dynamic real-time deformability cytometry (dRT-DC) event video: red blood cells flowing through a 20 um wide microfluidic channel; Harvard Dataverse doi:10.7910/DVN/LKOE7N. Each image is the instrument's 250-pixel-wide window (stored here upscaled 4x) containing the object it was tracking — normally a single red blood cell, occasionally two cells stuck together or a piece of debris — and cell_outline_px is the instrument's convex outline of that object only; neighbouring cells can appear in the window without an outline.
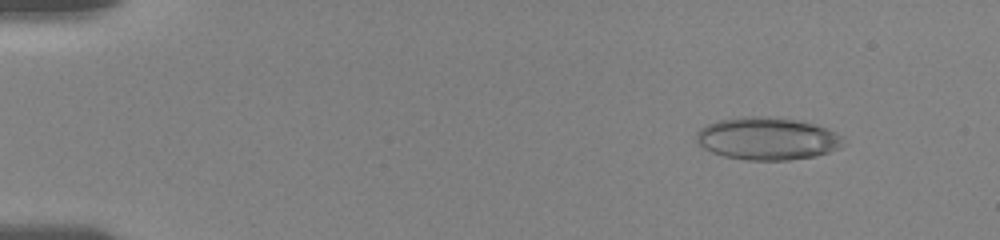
{"species": "human", "species_latin": "Homo sapiens", "temperature_condition": "room temperature", "stored_images_in_passage": 56, "camera_frame_rate_fps": 3000, "um_per_image_px": 0.085, "donor": {"sex": "female"}, "frame": {"image": 1, "passage_image": 5, "time_ms": 1.667, "image_size_px": [1000, 240], "cell_outline_px": [[848, 144], [840, 148], [816, 156], [788, 160], [748, 160], [724, 156], [712, 152], [704, 148], [696, 140], [696, 132], [700, 128], [716, 120], [740, 116], [764, 116], [800, 120], [828, 128], [836, 132]], "centroid_in_image_um": [65.24, 11.77], "position_along_channel_um": 19.8, "area_um2": 36.82}}
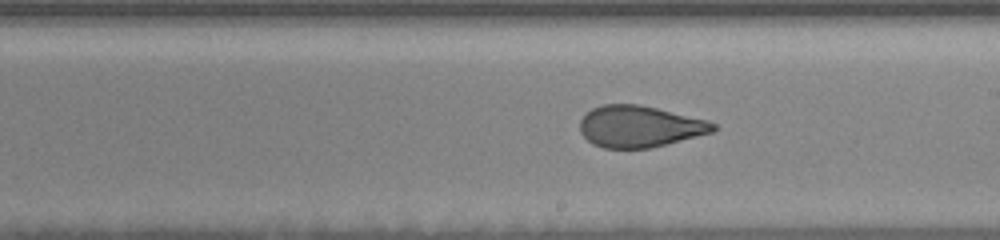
{"frame": {"image": 2, "passage_image": 34, "time_ms": 10.333, "image_size_px": [1000, 240], "cell_outline_px": [[716, 128], [712, 132], [652, 148], [604, 148], [592, 144], [580, 132], [580, 120], [592, 108], [604, 104], [640, 104], [708, 120], [716, 124]], "centroid_in_image_um": [54.36, 10.75], "position_along_channel_um": 234.6, "area_um2": 32.19}}
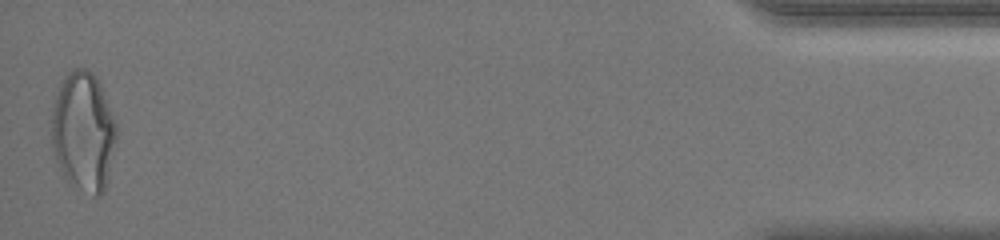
{"frame": {"image": 3, "passage_image": 56, "time_ms": 17.667, "image_size_px": [1000, 240], "cell_outline_px": [[116, 136], [104, 192], [100, 196], [96, 196], [80, 188], [60, 168], [56, 160], [52, 148], [52, 112], [56, 96], [68, 72], [72, 68], [88, 68], [100, 80], [116, 124]], "centroid_in_image_um": [7.1, 11.11], "position_along_channel_um": 428.1, "area_um2": 44.22}, "authors_computed_cell_mechanics": {"area_um2": 35.4025, "velocity_mm_per_s": 3.7269, "shape_relaxation_time_tau1_ms": 8.5909, "shape_relaxation_time_tau2_ms": 1.1642, "deformation_change_tau1": 0.2081, "deformation_change_tau2": 0.0802}}